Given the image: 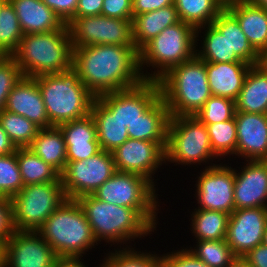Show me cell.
Wrapping results in <instances>:
<instances>
[{
  "mask_svg": "<svg viewBox=\"0 0 267 267\" xmlns=\"http://www.w3.org/2000/svg\"><path fill=\"white\" fill-rule=\"evenodd\" d=\"M179 19L195 29L212 24L223 10L216 0H174Z\"/></svg>",
  "mask_w": 267,
  "mask_h": 267,
  "instance_id": "34",
  "label": "cell"
},
{
  "mask_svg": "<svg viewBox=\"0 0 267 267\" xmlns=\"http://www.w3.org/2000/svg\"><path fill=\"white\" fill-rule=\"evenodd\" d=\"M176 7L170 5L132 18V37L139 52L149 41L168 26L179 22Z\"/></svg>",
  "mask_w": 267,
  "mask_h": 267,
  "instance_id": "25",
  "label": "cell"
},
{
  "mask_svg": "<svg viewBox=\"0 0 267 267\" xmlns=\"http://www.w3.org/2000/svg\"><path fill=\"white\" fill-rule=\"evenodd\" d=\"M260 64L267 70V51L261 56Z\"/></svg>",
  "mask_w": 267,
  "mask_h": 267,
  "instance_id": "57",
  "label": "cell"
},
{
  "mask_svg": "<svg viewBox=\"0 0 267 267\" xmlns=\"http://www.w3.org/2000/svg\"><path fill=\"white\" fill-rule=\"evenodd\" d=\"M208 130L196 116H170L165 148V165H216ZM215 160V161H214ZM211 161V162H210ZM210 162V163H209ZM215 162V163H212ZM210 164V165H209Z\"/></svg>",
  "mask_w": 267,
  "mask_h": 267,
  "instance_id": "8",
  "label": "cell"
},
{
  "mask_svg": "<svg viewBox=\"0 0 267 267\" xmlns=\"http://www.w3.org/2000/svg\"><path fill=\"white\" fill-rule=\"evenodd\" d=\"M251 4L267 9V0H245Z\"/></svg>",
  "mask_w": 267,
  "mask_h": 267,
  "instance_id": "55",
  "label": "cell"
},
{
  "mask_svg": "<svg viewBox=\"0 0 267 267\" xmlns=\"http://www.w3.org/2000/svg\"><path fill=\"white\" fill-rule=\"evenodd\" d=\"M267 208L236 209L229 217L226 241L237 258L263 243Z\"/></svg>",
  "mask_w": 267,
  "mask_h": 267,
  "instance_id": "16",
  "label": "cell"
},
{
  "mask_svg": "<svg viewBox=\"0 0 267 267\" xmlns=\"http://www.w3.org/2000/svg\"><path fill=\"white\" fill-rule=\"evenodd\" d=\"M77 201L99 244L105 241L106 245L109 243L114 247L119 244L116 248H130V241L145 238L157 229L159 209H133L108 204L93 194L81 196Z\"/></svg>",
  "mask_w": 267,
  "mask_h": 267,
  "instance_id": "2",
  "label": "cell"
},
{
  "mask_svg": "<svg viewBox=\"0 0 267 267\" xmlns=\"http://www.w3.org/2000/svg\"><path fill=\"white\" fill-rule=\"evenodd\" d=\"M23 37L18 17L13 5L7 0L0 9V53L11 56Z\"/></svg>",
  "mask_w": 267,
  "mask_h": 267,
  "instance_id": "38",
  "label": "cell"
},
{
  "mask_svg": "<svg viewBox=\"0 0 267 267\" xmlns=\"http://www.w3.org/2000/svg\"><path fill=\"white\" fill-rule=\"evenodd\" d=\"M158 81L143 80L139 85L96 97L111 113L128 128L145 113L159 98Z\"/></svg>",
  "mask_w": 267,
  "mask_h": 267,
  "instance_id": "15",
  "label": "cell"
},
{
  "mask_svg": "<svg viewBox=\"0 0 267 267\" xmlns=\"http://www.w3.org/2000/svg\"><path fill=\"white\" fill-rule=\"evenodd\" d=\"M188 249L209 267H232L237 257L226 239L197 241Z\"/></svg>",
  "mask_w": 267,
  "mask_h": 267,
  "instance_id": "36",
  "label": "cell"
},
{
  "mask_svg": "<svg viewBox=\"0 0 267 267\" xmlns=\"http://www.w3.org/2000/svg\"><path fill=\"white\" fill-rule=\"evenodd\" d=\"M73 47L92 45L135 46L132 21L104 15L79 17L67 24Z\"/></svg>",
  "mask_w": 267,
  "mask_h": 267,
  "instance_id": "11",
  "label": "cell"
},
{
  "mask_svg": "<svg viewBox=\"0 0 267 267\" xmlns=\"http://www.w3.org/2000/svg\"><path fill=\"white\" fill-rule=\"evenodd\" d=\"M10 92H0V113L4 110Z\"/></svg>",
  "mask_w": 267,
  "mask_h": 267,
  "instance_id": "53",
  "label": "cell"
},
{
  "mask_svg": "<svg viewBox=\"0 0 267 267\" xmlns=\"http://www.w3.org/2000/svg\"><path fill=\"white\" fill-rule=\"evenodd\" d=\"M116 172L111 152L101 150L86 160L67 162L60 174L67 199L77 200L94 192Z\"/></svg>",
  "mask_w": 267,
  "mask_h": 267,
  "instance_id": "12",
  "label": "cell"
},
{
  "mask_svg": "<svg viewBox=\"0 0 267 267\" xmlns=\"http://www.w3.org/2000/svg\"><path fill=\"white\" fill-rule=\"evenodd\" d=\"M51 8L60 20L67 24L75 15L78 0H41Z\"/></svg>",
  "mask_w": 267,
  "mask_h": 267,
  "instance_id": "46",
  "label": "cell"
},
{
  "mask_svg": "<svg viewBox=\"0 0 267 267\" xmlns=\"http://www.w3.org/2000/svg\"><path fill=\"white\" fill-rule=\"evenodd\" d=\"M4 109L26 117L40 128L52 126L37 81L33 77L23 76L20 79L9 93Z\"/></svg>",
  "mask_w": 267,
  "mask_h": 267,
  "instance_id": "20",
  "label": "cell"
},
{
  "mask_svg": "<svg viewBox=\"0 0 267 267\" xmlns=\"http://www.w3.org/2000/svg\"><path fill=\"white\" fill-rule=\"evenodd\" d=\"M195 50L196 29L193 26L181 20L168 26L138 52L142 78L158 81L173 67L193 58ZM146 67L155 69L150 73Z\"/></svg>",
  "mask_w": 267,
  "mask_h": 267,
  "instance_id": "7",
  "label": "cell"
},
{
  "mask_svg": "<svg viewBox=\"0 0 267 267\" xmlns=\"http://www.w3.org/2000/svg\"><path fill=\"white\" fill-rule=\"evenodd\" d=\"M5 244L0 241V267H4Z\"/></svg>",
  "mask_w": 267,
  "mask_h": 267,
  "instance_id": "56",
  "label": "cell"
},
{
  "mask_svg": "<svg viewBox=\"0 0 267 267\" xmlns=\"http://www.w3.org/2000/svg\"><path fill=\"white\" fill-rule=\"evenodd\" d=\"M263 244L267 246V225H266L264 236H263Z\"/></svg>",
  "mask_w": 267,
  "mask_h": 267,
  "instance_id": "58",
  "label": "cell"
},
{
  "mask_svg": "<svg viewBox=\"0 0 267 267\" xmlns=\"http://www.w3.org/2000/svg\"><path fill=\"white\" fill-rule=\"evenodd\" d=\"M28 148L60 174L67 163L65 137L59 126L41 128Z\"/></svg>",
  "mask_w": 267,
  "mask_h": 267,
  "instance_id": "29",
  "label": "cell"
},
{
  "mask_svg": "<svg viewBox=\"0 0 267 267\" xmlns=\"http://www.w3.org/2000/svg\"><path fill=\"white\" fill-rule=\"evenodd\" d=\"M67 149V162L89 159L101 151L97 127L91 113L83 118L59 125Z\"/></svg>",
  "mask_w": 267,
  "mask_h": 267,
  "instance_id": "21",
  "label": "cell"
},
{
  "mask_svg": "<svg viewBox=\"0 0 267 267\" xmlns=\"http://www.w3.org/2000/svg\"><path fill=\"white\" fill-rule=\"evenodd\" d=\"M156 188L143 176L116 171L95 192L94 196L108 204L133 209H160Z\"/></svg>",
  "mask_w": 267,
  "mask_h": 267,
  "instance_id": "10",
  "label": "cell"
},
{
  "mask_svg": "<svg viewBox=\"0 0 267 267\" xmlns=\"http://www.w3.org/2000/svg\"><path fill=\"white\" fill-rule=\"evenodd\" d=\"M169 119L167 105L160 97L139 119L128 126V136L137 140L167 141Z\"/></svg>",
  "mask_w": 267,
  "mask_h": 267,
  "instance_id": "27",
  "label": "cell"
},
{
  "mask_svg": "<svg viewBox=\"0 0 267 267\" xmlns=\"http://www.w3.org/2000/svg\"><path fill=\"white\" fill-rule=\"evenodd\" d=\"M167 141H146L129 138L111 154L116 171L143 176L154 186V174L165 164Z\"/></svg>",
  "mask_w": 267,
  "mask_h": 267,
  "instance_id": "14",
  "label": "cell"
},
{
  "mask_svg": "<svg viewBox=\"0 0 267 267\" xmlns=\"http://www.w3.org/2000/svg\"><path fill=\"white\" fill-rule=\"evenodd\" d=\"M14 231L11 200L10 198L0 197V241L5 244Z\"/></svg>",
  "mask_w": 267,
  "mask_h": 267,
  "instance_id": "45",
  "label": "cell"
},
{
  "mask_svg": "<svg viewBox=\"0 0 267 267\" xmlns=\"http://www.w3.org/2000/svg\"><path fill=\"white\" fill-rule=\"evenodd\" d=\"M232 267H253L251 265H249L245 260H243L242 258H237L234 262V264L232 265Z\"/></svg>",
  "mask_w": 267,
  "mask_h": 267,
  "instance_id": "54",
  "label": "cell"
},
{
  "mask_svg": "<svg viewBox=\"0 0 267 267\" xmlns=\"http://www.w3.org/2000/svg\"><path fill=\"white\" fill-rule=\"evenodd\" d=\"M16 149L17 147L0 125V155L12 154L16 152Z\"/></svg>",
  "mask_w": 267,
  "mask_h": 267,
  "instance_id": "50",
  "label": "cell"
},
{
  "mask_svg": "<svg viewBox=\"0 0 267 267\" xmlns=\"http://www.w3.org/2000/svg\"><path fill=\"white\" fill-rule=\"evenodd\" d=\"M16 157L24 186L56 182L60 179V173L28 147L17 148Z\"/></svg>",
  "mask_w": 267,
  "mask_h": 267,
  "instance_id": "33",
  "label": "cell"
},
{
  "mask_svg": "<svg viewBox=\"0 0 267 267\" xmlns=\"http://www.w3.org/2000/svg\"><path fill=\"white\" fill-rule=\"evenodd\" d=\"M235 111L236 105L234 100L211 95L194 116L203 124H214L232 119Z\"/></svg>",
  "mask_w": 267,
  "mask_h": 267,
  "instance_id": "41",
  "label": "cell"
},
{
  "mask_svg": "<svg viewBox=\"0 0 267 267\" xmlns=\"http://www.w3.org/2000/svg\"><path fill=\"white\" fill-rule=\"evenodd\" d=\"M91 115L96 123L101 150L112 152L129 139L127 127L116 113H111L97 98L92 103Z\"/></svg>",
  "mask_w": 267,
  "mask_h": 267,
  "instance_id": "28",
  "label": "cell"
},
{
  "mask_svg": "<svg viewBox=\"0 0 267 267\" xmlns=\"http://www.w3.org/2000/svg\"><path fill=\"white\" fill-rule=\"evenodd\" d=\"M101 15L132 21V0H104Z\"/></svg>",
  "mask_w": 267,
  "mask_h": 267,
  "instance_id": "44",
  "label": "cell"
},
{
  "mask_svg": "<svg viewBox=\"0 0 267 267\" xmlns=\"http://www.w3.org/2000/svg\"><path fill=\"white\" fill-rule=\"evenodd\" d=\"M104 0H78L75 15L72 19L101 15Z\"/></svg>",
  "mask_w": 267,
  "mask_h": 267,
  "instance_id": "48",
  "label": "cell"
},
{
  "mask_svg": "<svg viewBox=\"0 0 267 267\" xmlns=\"http://www.w3.org/2000/svg\"><path fill=\"white\" fill-rule=\"evenodd\" d=\"M223 9H226L227 7L234 5L235 3L241 2L243 0H216Z\"/></svg>",
  "mask_w": 267,
  "mask_h": 267,
  "instance_id": "52",
  "label": "cell"
},
{
  "mask_svg": "<svg viewBox=\"0 0 267 267\" xmlns=\"http://www.w3.org/2000/svg\"><path fill=\"white\" fill-rule=\"evenodd\" d=\"M170 116H194L211 97L206 62L196 55L158 80Z\"/></svg>",
  "mask_w": 267,
  "mask_h": 267,
  "instance_id": "4",
  "label": "cell"
},
{
  "mask_svg": "<svg viewBox=\"0 0 267 267\" xmlns=\"http://www.w3.org/2000/svg\"><path fill=\"white\" fill-rule=\"evenodd\" d=\"M4 267H53L59 258L51 246L33 231H14L5 242Z\"/></svg>",
  "mask_w": 267,
  "mask_h": 267,
  "instance_id": "17",
  "label": "cell"
},
{
  "mask_svg": "<svg viewBox=\"0 0 267 267\" xmlns=\"http://www.w3.org/2000/svg\"><path fill=\"white\" fill-rule=\"evenodd\" d=\"M7 0H0V9L1 7L4 5V3L6 2Z\"/></svg>",
  "mask_w": 267,
  "mask_h": 267,
  "instance_id": "59",
  "label": "cell"
},
{
  "mask_svg": "<svg viewBox=\"0 0 267 267\" xmlns=\"http://www.w3.org/2000/svg\"><path fill=\"white\" fill-rule=\"evenodd\" d=\"M204 168L198 172L195 181L194 196L198 204L195 209L223 211L231 215L235 210L234 168L223 162Z\"/></svg>",
  "mask_w": 267,
  "mask_h": 267,
  "instance_id": "13",
  "label": "cell"
},
{
  "mask_svg": "<svg viewBox=\"0 0 267 267\" xmlns=\"http://www.w3.org/2000/svg\"><path fill=\"white\" fill-rule=\"evenodd\" d=\"M190 230L196 241L226 239L230 214L223 211L193 209Z\"/></svg>",
  "mask_w": 267,
  "mask_h": 267,
  "instance_id": "32",
  "label": "cell"
},
{
  "mask_svg": "<svg viewBox=\"0 0 267 267\" xmlns=\"http://www.w3.org/2000/svg\"><path fill=\"white\" fill-rule=\"evenodd\" d=\"M226 9L237 19L253 49L262 56L267 51V9L245 0Z\"/></svg>",
  "mask_w": 267,
  "mask_h": 267,
  "instance_id": "23",
  "label": "cell"
},
{
  "mask_svg": "<svg viewBox=\"0 0 267 267\" xmlns=\"http://www.w3.org/2000/svg\"><path fill=\"white\" fill-rule=\"evenodd\" d=\"M73 50L69 29L65 24L56 31L23 34L11 57L24 77L35 78L73 68Z\"/></svg>",
  "mask_w": 267,
  "mask_h": 267,
  "instance_id": "3",
  "label": "cell"
},
{
  "mask_svg": "<svg viewBox=\"0 0 267 267\" xmlns=\"http://www.w3.org/2000/svg\"><path fill=\"white\" fill-rule=\"evenodd\" d=\"M73 69L95 97L135 87L144 80L135 46L74 47Z\"/></svg>",
  "mask_w": 267,
  "mask_h": 267,
  "instance_id": "1",
  "label": "cell"
},
{
  "mask_svg": "<svg viewBox=\"0 0 267 267\" xmlns=\"http://www.w3.org/2000/svg\"><path fill=\"white\" fill-rule=\"evenodd\" d=\"M37 233L58 257L82 258L98 246L92 228L77 200L67 199L42 224Z\"/></svg>",
  "mask_w": 267,
  "mask_h": 267,
  "instance_id": "6",
  "label": "cell"
},
{
  "mask_svg": "<svg viewBox=\"0 0 267 267\" xmlns=\"http://www.w3.org/2000/svg\"><path fill=\"white\" fill-rule=\"evenodd\" d=\"M246 162V163H245ZM234 168V204L236 209L267 208V160H246Z\"/></svg>",
  "mask_w": 267,
  "mask_h": 267,
  "instance_id": "18",
  "label": "cell"
},
{
  "mask_svg": "<svg viewBox=\"0 0 267 267\" xmlns=\"http://www.w3.org/2000/svg\"><path fill=\"white\" fill-rule=\"evenodd\" d=\"M0 125L17 148L28 147L41 129L26 117L3 110Z\"/></svg>",
  "mask_w": 267,
  "mask_h": 267,
  "instance_id": "39",
  "label": "cell"
},
{
  "mask_svg": "<svg viewBox=\"0 0 267 267\" xmlns=\"http://www.w3.org/2000/svg\"><path fill=\"white\" fill-rule=\"evenodd\" d=\"M162 267H209L198 259L188 247L179 250H172L161 255Z\"/></svg>",
  "mask_w": 267,
  "mask_h": 267,
  "instance_id": "42",
  "label": "cell"
},
{
  "mask_svg": "<svg viewBox=\"0 0 267 267\" xmlns=\"http://www.w3.org/2000/svg\"><path fill=\"white\" fill-rule=\"evenodd\" d=\"M236 156L241 160H267V114L235 111Z\"/></svg>",
  "mask_w": 267,
  "mask_h": 267,
  "instance_id": "19",
  "label": "cell"
},
{
  "mask_svg": "<svg viewBox=\"0 0 267 267\" xmlns=\"http://www.w3.org/2000/svg\"><path fill=\"white\" fill-rule=\"evenodd\" d=\"M22 77L17 62L11 56L0 59V92H11Z\"/></svg>",
  "mask_w": 267,
  "mask_h": 267,
  "instance_id": "43",
  "label": "cell"
},
{
  "mask_svg": "<svg viewBox=\"0 0 267 267\" xmlns=\"http://www.w3.org/2000/svg\"><path fill=\"white\" fill-rule=\"evenodd\" d=\"M201 30H205L202 32ZM200 33H205L201 36ZM204 37L202 40L199 37ZM201 41V46H198L197 41ZM196 50L195 55L210 63H233L244 62L230 49L228 39L224 36L213 24H208L196 29ZM199 47V49H198Z\"/></svg>",
  "mask_w": 267,
  "mask_h": 267,
  "instance_id": "30",
  "label": "cell"
},
{
  "mask_svg": "<svg viewBox=\"0 0 267 267\" xmlns=\"http://www.w3.org/2000/svg\"><path fill=\"white\" fill-rule=\"evenodd\" d=\"M251 67L252 65L246 62H206L208 84L211 94L236 101Z\"/></svg>",
  "mask_w": 267,
  "mask_h": 267,
  "instance_id": "22",
  "label": "cell"
},
{
  "mask_svg": "<svg viewBox=\"0 0 267 267\" xmlns=\"http://www.w3.org/2000/svg\"><path fill=\"white\" fill-rule=\"evenodd\" d=\"M235 105L239 112L267 114V70L261 64L249 69Z\"/></svg>",
  "mask_w": 267,
  "mask_h": 267,
  "instance_id": "26",
  "label": "cell"
},
{
  "mask_svg": "<svg viewBox=\"0 0 267 267\" xmlns=\"http://www.w3.org/2000/svg\"><path fill=\"white\" fill-rule=\"evenodd\" d=\"M82 260L83 258L59 257L53 267H88Z\"/></svg>",
  "mask_w": 267,
  "mask_h": 267,
  "instance_id": "51",
  "label": "cell"
},
{
  "mask_svg": "<svg viewBox=\"0 0 267 267\" xmlns=\"http://www.w3.org/2000/svg\"><path fill=\"white\" fill-rule=\"evenodd\" d=\"M40 89L52 126L83 118L91 113L96 98L73 69L34 78Z\"/></svg>",
  "mask_w": 267,
  "mask_h": 267,
  "instance_id": "5",
  "label": "cell"
},
{
  "mask_svg": "<svg viewBox=\"0 0 267 267\" xmlns=\"http://www.w3.org/2000/svg\"><path fill=\"white\" fill-rule=\"evenodd\" d=\"M10 200L14 229L37 232L67 198L60 178L56 182L26 185Z\"/></svg>",
  "mask_w": 267,
  "mask_h": 267,
  "instance_id": "9",
  "label": "cell"
},
{
  "mask_svg": "<svg viewBox=\"0 0 267 267\" xmlns=\"http://www.w3.org/2000/svg\"><path fill=\"white\" fill-rule=\"evenodd\" d=\"M23 187L16 152L0 155V197L11 199Z\"/></svg>",
  "mask_w": 267,
  "mask_h": 267,
  "instance_id": "40",
  "label": "cell"
},
{
  "mask_svg": "<svg viewBox=\"0 0 267 267\" xmlns=\"http://www.w3.org/2000/svg\"><path fill=\"white\" fill-rule=\"evenodd\" d=\"M242 259L253 267H267V246L263 243L256 246L244 255Z\"/></svg>",
  "mask_w": 267,
  "mask_h": 267,
  "instance_id": "49",
  "label": "cell"
},
{
  "mask_svg": "<svg viewBox=\"0 0 267 267\" xmlns=\"http://www.w3.org/2000/svg\"><path fill=\"white\" fill-rule=\"evenodd\" d=\"M174 4V0H132L133 16L155 11Z\"/></svg>",
  "mask_w": 267,
  "mask_h": 267,
  "instance_id": "47",
  "label": "cell"
},
{
  "mask_svg": "<svg viewBox=\"0 0 267 267\" xmlns=\"http://www.w3.org/2000/svg\"><path fill=\"white\" fill-rule=\"evenodd\" d=\"M205 125L208 130L212 151L219 160L231 155L236 156L237 131L235 117L228 121Z\"/></svg>",
  "mask_w": 267,
  "mask_h": 267,
  "instance_id": "37",
  "label": "cell"
},
{
  "mask_svg": "<svg viewBox=\"0 0 267 267\" xmlns=\"http://www.w3.org/2000/svg\"><path fill=\"white\" fill-rule=\"evenodd\" d=\"M113 250L105 254L98 267H162L161 255L155 251L154 254L147 250L141 252L133 247Z\"/></svg>",
  "mask_w": 267,
  "mask_h": 267,
  "instance_id": "35",
  "label": "cell"
},
{
  "mask_svg": "<svg viewBox=\"0 0 267 267\" xmlns=\"http://www.w3.org/2000/svg\"><path fill=\"white\" fill-rule=\"evenodd\" d=\"M212 24L227 37L230 49L242 61L252 66L260 64L261 56L253 49L237 19L227 9H223Z\"/></svg>",
  "mask_w": 267,
  "mask_h": 267,
  "instance_id": "31",
  "label": "cell"
},
{
  "mask_svg": "<svg viewBox=\"0 0 267 267\" xmlns=\"http://www.w3.org/2000/svg\"><path fill=\"white\" fill-rule=\"evenodd\" d=\"M9 1L15 9L23 34L56 31L65 25L41 0Z\"/></svg>",
  "mask_w": 267,
  "mask_h": 267,
  "instance_id": "24",
  "label": "cell"
}]
</instances>
